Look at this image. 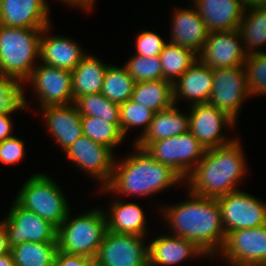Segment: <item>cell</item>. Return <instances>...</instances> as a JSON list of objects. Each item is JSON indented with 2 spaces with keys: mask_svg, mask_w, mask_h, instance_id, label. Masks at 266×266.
I'll return each mask as SVG.
<instances>
[{
  "mask_svg": "<svg viewBox=\"0 0 266 266\" xmlns=\"http://www.w3.org/2000/svg\"><path fill=\"white\" fill-rule=\"evenodd\" d=\"M175 9L172 21V44L190 49L199 55L209 35L205 22L201 19L196 8Z\"/></svg>",
  "mask_w": 266,
  "mask_h": 266,
  "instance_id": "22",
  "label": "cell"
},
{
  "mask_svg": "<svg viewBox=\"0 0 266 266\" xmlns=\"http://www.w3.org/2000/svg\"><path fill=\"white\" fill-rule=\"evenodd\" d=\"M88 266H98L94 261H92Z\"/></svg>",
  "mask_w": 266,
  "mask_h": 266,
  "instance_id": "47",
  "label": "cell"
},
{
  "mask_svg": "<svg viewBox=\"0 0 266 266\" xmlns=\"http://www.w3.org/2000/svg\"><path fill=\"white\" fill-rule=\"evenodd\" d=\"M153 116L154 112L152 110L134 102L132 99L119 105L120 128L125 137L130 127H143V132H141L136 142L144 136L149 129Z\"/></svg>",
  "mask_w": 266,
  "mask_h": 266,
  "instance_id": "34",
  "label": "cell"
},
{
  "mask_svg": "<svg viewBox=\"0 0 266 266\" xmlns=\"http://www.w3.org/2000/svg\"><path fill=\"white\" fill-rule=\"evenodd\" d=\"M0 266H15L11 252L0 255Z\"/></svg>",
  "mask_w": 266,
  "mask_h": 266,
  "instance_id": "45",
  "label": "cell"
},
{
  "mask_svg": "<svg viewBox=\"0 0 266 266\" xmlns=\"http://www.w3.org/2000/svg\"><path fill=\"white\" fill-rule=\"evenodd\" d=\"M163 79L174 82L196 61L198 55L190 49L168 43L159 54Z\"/></svg>",
  "mask_w": 266,
  "mask_h": 266,
  "instance_id": "30",
  "label": "cell"
},
{
  "mask_svg": "<svg viewBox=\"0 0 266 266\" xmlns=\"http://www.w3.org/2000/svg\"><path fill=\"white\" fill-rule=\"evenodd\" d=\"M134 148L136 152L124 161L115 160L111 181L101 188L102 192L150 196L184 180L171 166L153 159L145 149L137 145Z\"/></svg>",
  "mask_w": 266,
  "mask_h": 266,
  "instance_id": "3",
  "label": "cell"
},
{
  "mask_svg": "<svg viewBox=\"0 0 266 266\" xmlns=\"http://www.w3.org/2000/svg\"><path fill=\"white\" fill-rule=\"evenodd\" d=\"M95 0H62V2H65L66 4H70L73 6H79L82 8H84V10H88L90 11L92 9V6L94 4Z\"/></svg>",
  "mask_w": 266,
  "mask_h": 266,
  "instance_id": "43",
  "label": "cell"
},
{
  "mask_svg": "<svg viewBox=\"0 0 266 266\" xmlns=\"http://www.w3.org/2000/svg\"><path fill=\"white\" fill-rule=\"evenodd\" d=\"M244 68L251 96L266 95V51L247 55Z\"/></svg>",
  "mask_w": 266,
  "mask_h": 266,
  "instance_id": "36",
  "label": "cell"
},
{
  "mask_svg": "<svg viewBox=\"0 0 266 266\" xmlns=\"http://www.w3.org/2000/svg\"><path fill=\"white\" fill-rule=\"evenodd\" d=\"M187 115L180 113L176 105L154 113L149 129L135 145L144 149L149 143L188 132L189 114Z\"/></svg>",
  "mask_w": 266,
  "mask_h": 266,
  "instance_id": "24",
  "label": "cell"
},
{
  "mask_svg": "<svg viewBox=\"0 0 266 266\" xmlns=\"http://www.w3.org/2000/svg\"><path fill=\"white\" fill-rule=\"evenodd\" d=\"M10 252L11 247L8 241L7 233L3 224L0 222V255Z\"/></svg>",
  "mask_w": 266,
  "mask_h": 266,
  "instance_id": "42",
  "label": "cell"
},
{
  "mask_svg": "<svg viewBox=\"0 0 266 266\" xmlns=\"http://www.w3.org/2000/svg\"><path fill=\"white\" fill-rule=\"evenodd\" d=\"M125 67L135 82L163 79L159 56L145 57L135 54L126 62Z\"/></svg>",
  "mask_w": 266,
  "mask_h": 266,
  "instance_id": "37",
  "label": "cell"
},
{
  "mask_svg": "<svg viewBox=\"0 0 266 266\" xmlns=\"http://www.w3.org/2000/svg\"><path fill=\"white\" fill-rule=\"evenodd\" d=\"M22 84L16 78L0 74V115L26 108L27 100Z\"/></svg>",
  "mask_w": 266,
  "mask_h": 266,
  "instance_id": "35",
  "label": "cell"
},
{
  "mask_svg": "<svg viewBox=\"0 0 266 266\" xmlns=\"http://www.w3.org/2000/svg\"><path fill=\"white\" fill-rule=\"evenodd\" d=\"M218 253L231 266H266V224L229 232Z\"/></svg>",
  "mask_w": 266,
  "mask_h": 266,
  "instance_id": "8",
  "label": "cell"
},
{
  "mask_svg": "<svg viewBox=\"0 0 266 266\" xmlns=\"http://www.w3.org/2000/svg\"><path fill=\"white\" fill-rule=\"evenodd\" d=\"M135 81L125 66L108 65L105 70L101 94L118 105L131 99Z\"/></svg>",
  "mask_w": 266,
  "mask_h": 266,
  "instance_id": "31",
  "label": "cell"
},
{
  "mask_svg": "<svg viewBox=\"0 0 266 266\" xmlns=\"http://www.w3.org/2000/svg\"><path fill=\"white\" fill-rule=\"evenodd\" d=\"M70 217L69 211L57 228L58 250L94 260L107 231L105 212L103 209H94L74 219Z\"/></svg>",
  "mask_w": 266,
  "mask_h": 266,
  "instance_id": "5",
  "label": "cell"
},
{
  "mask_svg": "<svg viewBox=\"0 0 266 266\" xmlns=\"http://www.w3.org/2000/svg\"><path fill=\"white\" fill-rule=\"evenodd\" d=\"M9 115L10 114L0 115V142L13 136L11 135L13 122H11V117H9Z\"/></svg>",
  "mask_w": 266,
  "mask_h": 266,
  "instance_id": "41",
  "label": "cell"
},
{
  "mask_svg": "<svg viewBox=\"0 0 266 266\" xmlns=\"http://www.w3.org/2000/svg\"><path fill=\"white\" fill-rule=\"evenodd\" d=\"M0 222L6 230L10 247L23 242H57V228L16 200L5 220Z\"/></svg>",
  "mask_w": 266,
  "mask_h": 266,
  "instance_id": "12",
  "label": "cell"
},
{
  "mask_svg": "<svg viewBox=\"0 0 266 266\" xmlns=\"http://www.w3.org/2000/svg\"><path fill=\"white\" fill-rule=\"evenodd\" d=\"M212 88L213 69L198 59L174 82V105L184 98L190 105L208 103Z\"/></svg>",
  "mask_w": 266,
  "mask_h": 266,
  "instance_id": "18",
  "label": "cell"
},
{
  "mask_svg": "<svg viewBox=\"0 0 266 266\" xmlns=\"http://www.w3.org/2000/svg\"><path fill=\"white\" fill-rule=\"evenodd\" d=\"M189 113V131L196 136L206 148H215L227 145L234 139H225L222 128L234 127L235 121L225 112L209 103L191 105ZM222 133V134H221Z\"/></svg>",
  "mask_w": 266,
  "mask_h": 266,
  "instance_id": "15",
  "label": "cell"
},
{
  "mask_svg": "<svg viewBox=\"0 0 266 266\" xmlns=\"http://www.w3.org/2000/svg\"><path fill=\"white\" fill-rule=\"evenodd\" d=\"M143 238L107 230L93 261L98 266H148V245Z\"/></svg>",
  "mask_w": 266,
  "mask_h": 266,
  "instance_id": "10",
  "label": "cell"
},
{
  "mask_svg": "<svg viewBox=\"0 0 266 266\" xmlns=\"http://www.w3.org/2000/svg\"><path fill=\"white\" fill-rule=\"evenodd\" d=\"M108 65L98 57L87 54L72 71V92L74 101L83 95L101 93L105 70Z\"/></svg>",
  "mask_w": 266,
  "mask_h": 266,
  "instance_id": "26",
  "label": "cell"
},
{
  "mask_svg": "<svg viewBox=\"0 0 266 266\" xmlns=\"http://www.w3.org/2000/svg\"><path fill=\"white\" fill-rule=\"evenodd\" d=\"M64 153L77 167L102 181L101 188L111 181L115 157L109 147L96 143L83 134Z\"/></svg>",
  "mask_w": 266,
  "mask_h": 266,
  "instance_id": "13",
  "label": "cell"
},
{
  "mask_svg": "<svg viewBox=\"0 0 266 266\" xmlns=\"http://www.w3.org/2000/svg\"><path fill=\"white\" fill-rule=\"evenodd\" d=\"M264 11H266V0L263 2V5L261 7Z\"/></svg>",
  "mask_w": 266,
  "mask_h": 266,
  "instance_id": "46",
  "label": "cell"
},
{
  "mask_svg": "<svg viewBox=\"0 0 266 266\" xmlns=\"http://www.w3.org/2000/svg\"><path fill=\"white\" fill-rule=\"evenodd\" d=\"M45 0H0V25L17 28L51 26Z\"/></svg>",
  "mask_w": 266,
  "mask_h": 266,
  "instance_id": "17",
  "label": "cell"
},
{
  "mask_svg": "<svg viewBox=\"0 0 266 266\" xmlns=\"http://www.w3.org/2000/svg\"><path fill=\"white\" fill-rule=\"evenodd\" d=\"M81 122L84 135L111 150L125 139L120 123H108L93 116H81Z\"/></svg>",
  "mask_w": 266,
  "mask_h": 266,
  "instance_id": "32",
  "label": "cell"
},
{
  "mask_svg": "<svg viewBox=\"0 0 266 266\" xmlns=\"http://www.w3.org/2000/svg\"><path fill=\"white\" fill-rule=\"evenodd\" d=\"M25 82L33 84L41 109L74 103L71 71L41 63L36 65Z\"/></svg>",
  "mask_w": 266,
  "mask_h": 266,
  "instance_id": "14",
  "label": "cell"
},
{
  "mask_svg": "<svg viewBox=\"0 0 266 266\" xmlns=\"http://www.w3.org/2000/svg\"><path fill=\"white\" fill-rule=\"evenodd\" d=\"M189 196L188 201L163 207L164 219L172 227L173 235L194 242L207 256L217 254L226 238L219 202L191 192Z\"/></svg>",
  "mask_w": 266,
  "mask_h": 266,
  "instance_id": "1",
  "label": "cell"
},
{
  "mask_svg": "<svg viewBox=\"0 0 266 266\" xmlns=\"http://www.w3.org/2000/svg\"><path fill=\"white\" fill-rule=\"evenodd\" d=\"M239 40H242L239 29L210 32L198 59L211 69L244 65L247 54Z\"/></svg>",
  "mask_w": 266,
  "mask_h": 266,
  "instance_id": "16",
  "label": "cell"
},
{
  "mask_svg": "<svg viewBox=\"0 0 266 266\" xmlns=\"http://www.w3.org/2000/svg\"><path fill=\"white\" fill-rule=\"evenodd\" d=\"M57 251V242H23L11 247L15 266H52Z\"/></svg>",
  "mask_w": 266,
  "mask_h": 266,
  "instance_id": "29",
  "label": "cell"
},
{
  "mask_svg": "<svg viewBox=\"0 0 266 266\" xmlns=\"http://www.w3.org/2000/svg\"><path fill=\"white\" fill-rule=\"evenodd\" d=\"M239 139L206 149L202 160L187 177L189 191L196 196L219 198L238 191L236 185L246 172L244 154Z\"/></svg>",
  "mask_w": 266,
  "mask_h": 266,
  "instance_id": "2",
  "label": "cell"
},
{
  "mask_svg": "<svg viewBox=\"0 0 266 266\" xmlns=\"http://www.w3.org/2000/svg\"><path fill=\"white\" fill-rule=\"evenodd\" d=\"M144 149L153 159L171 166L184 179L191 174L206 151L190 131L149 143Z\"/></svg>",
  "mask_w": 266,
  "mask_h": 266,
  "instance_id": "7",
  "label": "cell"
},
{
  "mask_svg": "<svg viewBox=\"0 0 266 266\" xmlns=\"http://www.w3.org/2000/svg\"><path fill=\"white\" fill-rule=\"evenodd\" d=\"M250 96L244 65L213 69L209 104L236 121L243 101Z\"/></svg>",
  "mask_w": 266,
  "mask_h": 266,
  "instance_id": "9",
  "label": "cell"
},
{
  "mask_svg": "<svg viewBox=\"0 0 266 266\" xmlns=\"http://www.w3.org/2000/svg\"><path fill=\"white\" fill-rule=\"evenodd\" d=\"M42 30L0 25V74L23 83L30 77L35 59L40 58Z\"/></svg>",
  "mask_w": 266,
  "mask_h": 266,
  "instance_id": "4",
  "label": "cell"
},
{
  "mask_svg": "<svg viewBox=\"0 0 266 266\" xmlns=\"http://www.w3.org/2000/svg\"><path fill=\"white\" fill-rule=\"evenodd\" d=\"M148 245V266H173L189 257H207L194 242L176 235L159 236Z\"/></svg>",
  "mask_w": 266,
  "mask_h": 266,
  "instance_id": "21",
  "label": "cell"
},
{
  "mask_svg": "<svg viewBox=\"0 0 266 266\" xmlns=\"http://www.w3.org/2000/svg\"><path fill=\"white\" fill-rule=\"evenodd\" d=\"M41 112L49 132L56 138L63 152L83 135L81 115L74 103L47 106Z\"/></svg>",
  "mask_w": 266,
  "mask_h": 266,
  "instance_id": "19",
  "label": "cell"
},
{
  "mask_svg": "<svg viewBox=\"0 0 266 266\" xmlns=\"http://www.w3.org/2000/svg\"><path fill=\"white\" fill-rule=\"evenodd\" d=\"M167 43L157 33L142 31L136 38V54L140 56H159Z\"/></svg>",
  "mask_w": 266,
  "mask_h": 266,
  "instance_id": "38",
  "label": "cell"
},
{
  "mask_svg": "<svg viewBox=\"0 0 266 266\" xmlns=\"http://www.w3.org/2000/svg\"><path fill=\"white\" fill-rule=\"evenodd\" d=\"M248 11L250 12L244 11L238 28L245 44L243 47L247 55L262 53L257 48L264 44L266 46V11L262 8Z\"/></svg>",
  "mask_w": 266,
  "mask_h": 266,
  "instance_id": "28",
  "label": "cell"
},
{
  "mask_svg": "<svg viewBox=\"0 0 266 266\" xmlns=\"http://www.w3.org/2000/svg\"><path fill=\"white\" fill-rule=\"evenodd\" d=\"M74 105L81 116H93L108 123H120L119 105L111 102L101 93L78 97Z\"/></svg>",
  "mask_w": 266,
  "mask_h": 266,
  "instance_id": "33",
  "label": "cell"
},
{
  "mask_svg": "<svg viewBox=\"0 0 266 266\" xmlns=\"http://www.w3.org/2000/svg\"><path fill=\"white\" fill-rule=\"evenodd\" d=\"M49 28L51 27L47 26L42 30L39 59L43 64L72 72L87 53L82 51L74 39L58 35L48 36L46 32Z\"/></svg>",
  "mask_w": 266,
  "mask_h": 266,
  "instance_id": "20",
  "label": "cell"
},
{
  "mask_svg": "<svg viewBox=\"0 0 266 266\" xmlns=\"http://www.w3.org/2000/svg\"><path fill=\"white\" fill-rule=\"evenodd\" d=\"M192 2L209 33L239 28L244 10L238 0H193Z\"/></svg>",
  "mask_w": 266,
  "mask_h": 266,
  "instance_id": "23",
  "label": "cell"
},
{
  "mask_svg": "<svg viewBox=\"0 0 266 266\" xmlns=\"http://www.w3.org/2000/svg\"><path fill=\"white\" fill-rule=\"evenodd\" d=\"M131 99L154 113L174 105L173 84L164 79L135 82Z\"/></svg>",
  "mask_w": 266,
  "mask_h": 266,
  "instance_id": "27",
  "label": "cell"
},
{
  "mask_svg": "<svg viewBox=\"0 0 266 266\" xmlns=\"http://www.w3.org/2000/svg\"><path fill=\"white\" fill-rule=\"evenodd\" d=\"M15 200L56 228L70 211L62 190L52 178L43 173L34 174L25 181Z\"/></svg>",
  "mask_w": 266,
  "mask_h": 266,
  "instance_id": "6",
  "label": "cell"
},
{
  "mask_svg": "<svg viewBox=\"0 0 266 266\" xmlns=\"http://www.w3.org/2000/svg\"><path fill=\"white\" fill-rule=\"evenodd\" d=\"M244 11L253 8H261L265 0H238Z\"/></svg>",
  "mask_w": 266,
  "mask_h": 266,
  "instance_id": "44",
  "label": "cell"
},
{
  "mask_svg": "<svg viewBox=\"0 0 266 266\" xmlns=\"http://www.w3.org/2000/svg\"><path fill=\"white\" fill-rule=\"evenodd\" d=\"M24 142L12 136L0 142V162L3 164H15L24 159Z\"/></svg>",
  "mask_w": 266,
  "mask_h": 266,
  "instance_id": "39",
  "label": "cell"
},
{
  "mask_svg": "<svg viewBox=\"0 0 266 266\" xmlns=\"http://www.w3.org/2000/svg\"><path fill=\"white\" fill-rule=\"evenodd\" d=\"M111 205L113 206L110 208V215L105 213L107 230L142 237L147 235L145 214L139 205L122 202L119 199Z\"/></svg>",
  "mask_w": 266,
  "mask_h": 266,
  "instance_id": "25",
  "label": "cell"
},
{
  "mask_svg": "<svg viewBox=\"0 0 266 266\" xmlns=\"http://www.w3.org/2000/svg\"><path fill=\"white\" fill-rule=\"evenodd\" d=\"M217 201L226 235L266 224V203L248 193L238 190L217 198Z\"/></svg>",
  "mask_w": 266,
  "mask_h": 266,
  "instance_id": "11",
  "label": "cell"
},
{
  "mask_svg": "<svg viewBox=\"0 0 266 266\" xmlns=\"http://www.w3.org/2000/svg\"><path fill=\"white\" fill-rule=\"evenodd\" d=\"M92 261L84 255L68 254L58 250L52 266H88Z\"/></svg>",
  "mask_w": 266,
  "mask_h": 266,
  "instance_id": "40",
  "label": "cell"
}]
</instances>
